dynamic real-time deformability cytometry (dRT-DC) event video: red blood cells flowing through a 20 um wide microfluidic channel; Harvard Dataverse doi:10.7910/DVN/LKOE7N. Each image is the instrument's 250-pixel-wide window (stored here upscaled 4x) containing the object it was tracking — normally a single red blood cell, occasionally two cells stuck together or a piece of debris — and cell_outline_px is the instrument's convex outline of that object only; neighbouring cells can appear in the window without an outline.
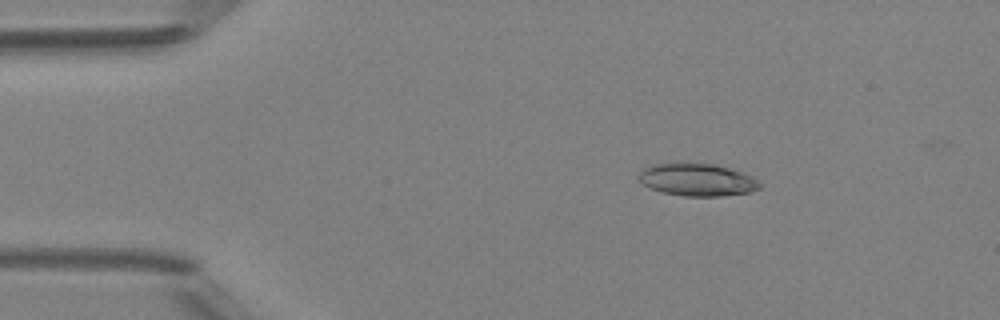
{"species": "Egyptian fruit bat (a non-hibernating species)", "species_latin": "Rousettus aegyptiacus", "temperature_condition": "room temperature", "stored_images_in_passage": 48, "camera_frame_rate_fps": 3000, "um_per_image_px": 0.085, "animal": {"sex": "female"}, "frame": {"image": 1, "passage_image": 7, "time_ms": 2.0, "image_size_px": [1000, 320], "cell_outline_px": [[760, 188], [752, 192], [720, 196], [684, 196], [660, 192], [644, 184], [640, 180], [640, 172], [644, 168], [656, 164], [712, 164], [728, 168], [752, 176], [760, 184]], "centroid_in_image_um": [59.29, 15.3], "position_along_channel_um": 25.7, "area_um2": 22.37}}
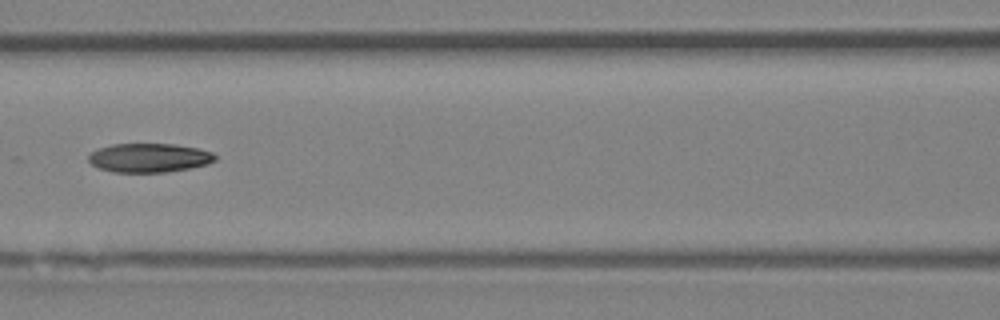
{"frame": {"image": 2, "passage_image": 21, "time_ms": 6.667, "image_size_px": [1000, 320], "cell_outline_px": [[216, 160], [208, 164], [188, 168], [164, 172], [112, 172], [100, 168], [92, 164], [88, 160], [88, 156], [96, 148], [112, 144], [172, 144], [196, 148], [212, 152], [216, 156]], "centroid_in_image_um": [12.65, 13.41], "position_along_channel_um": 153.9, "area_um2": 21.27}}
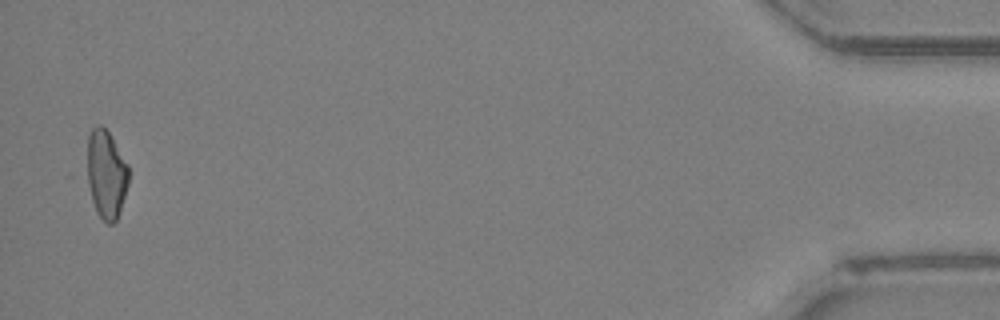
{"frame": {"image": 3, "passage_image": 47, "time_ms": 15.333, "image_size_px": [1000, 320], "cell_outline_px": [[128, 184], [116, 220], [112, 224], [108, 224], [96, 212], [80, 176], [88, 136], [92, 128], [96, 124], [100, 124], [108, 132], [128, 164]], "centroid_in_image_um": [8.88, 14.78], "position_along_channel_um": 426.3, "area_um2": 22.89}, "authors_computed_cell_mechanics": {"area_um2": 22.4264, "velocity_mm_per_s": 4.1973, "shape_relaxation_time_tau1_ms": null, "shape_relaxation_time_tau2_ms": 5.1291, "deformation_change_tau1": null, "deformation_change_tau2": 0.1156}}